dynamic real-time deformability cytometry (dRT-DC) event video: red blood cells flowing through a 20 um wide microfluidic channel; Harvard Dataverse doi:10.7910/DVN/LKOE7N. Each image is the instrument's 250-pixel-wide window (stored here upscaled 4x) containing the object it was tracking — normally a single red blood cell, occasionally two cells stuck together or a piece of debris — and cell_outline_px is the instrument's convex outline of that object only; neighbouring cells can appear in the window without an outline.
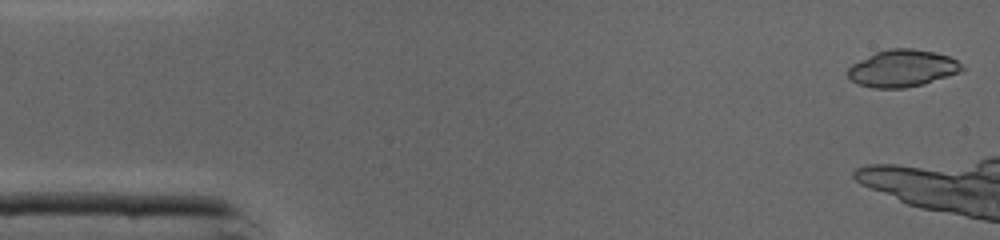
{"species": "common noctule bat (a hibernating species)", "species_latin": "Nyctalus noctula", "temperature_condition": "cold", "stored_images_in_passage": 9, "camera_frame_rate_fps": 3000, "um_per_image_px": 0.085, "animal": {"sex": "male", "body_mass_g": 19.0, "forearm_length_mm": 50.8}, "frame": {"image": 1, "passage_image": 1, "time_ms": 0.0, "image_size_px": [1000, 240], "cell_outline_px": [[964, 72], [924, 84], [904, 88], [872, 88], [856, 84], [848, 76], [848, 68], [852, 64], [876, 52], [888, 48], [912, 48], [936, 52], [948, 56], [956, 60], [964, 68]], "centroid_in_image_um": [76.73, 5.81], "position_along_channel_um": 8.3, "area_um2": 24.85}}